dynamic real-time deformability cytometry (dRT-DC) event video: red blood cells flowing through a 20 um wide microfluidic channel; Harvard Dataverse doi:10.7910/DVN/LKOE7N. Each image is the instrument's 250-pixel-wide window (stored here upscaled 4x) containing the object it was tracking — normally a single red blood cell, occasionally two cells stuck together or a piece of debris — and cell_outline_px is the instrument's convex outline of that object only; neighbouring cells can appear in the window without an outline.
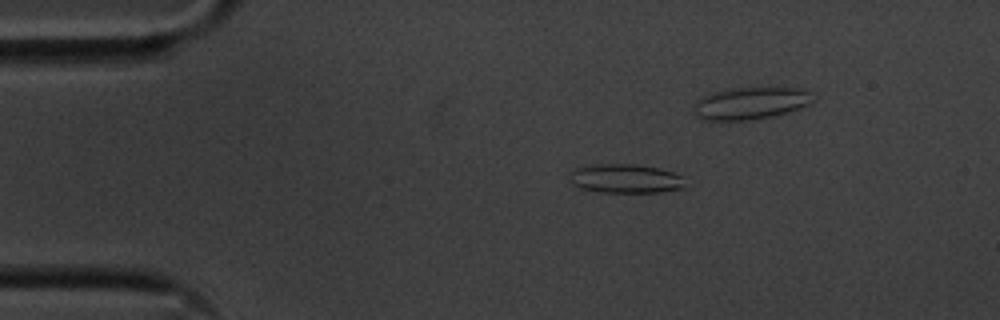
{"species": "common noctule bat (a hibernating species)", "species_latin": "Nyctalus noctula", "temperature_condition": "cold", "stored_images_in_passage": 36, "segment_of_instrument_passage": [1, 2], "camera_frame_rate_fps": 3000, "um_per_image_px": 0.085, "animal": {"sex": "male", "body_mass_g": 20.1, "forearm_length_mm": 53.5}, "frame": {"image": 1, "passage_image": 2, "time_ms": 0.333, "image_size_px": [1000, 320], "cell_outline_px": [[684, 188], [660, 192], [600, 192], [580, 188], [572, 184], [572, 172], [576, 168], [596, 164], [636, 164], [656, 168], [672, 172], [680, 176], [684, 184]], "centroid_in_image_um": [53.16, 15.19], "position_along_channel_um": 31.8, "area_um2": 19.19}}
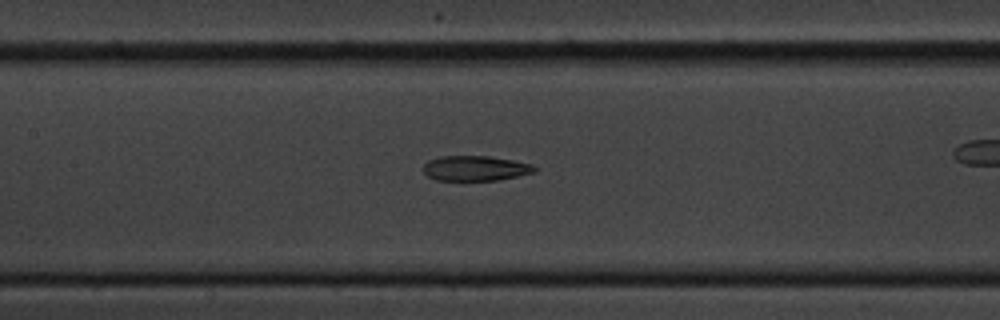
{"frame": {"image": 2, "passage_image": 17, "time_ms": 5.333, "image_size_px": [1000, 320], "cell_outline_px": [[536, 172], [500, 180], [436, 180], [428, 176], [424, 172], [424, 164], [428, 160], [440, 156], [488, 156], [512, 160], [532, 164], [536, 168]], "centroid_in_image_um": [40.41, 14.3], "position_along_channel_um": 167.0, "area_um2": 16.24}}
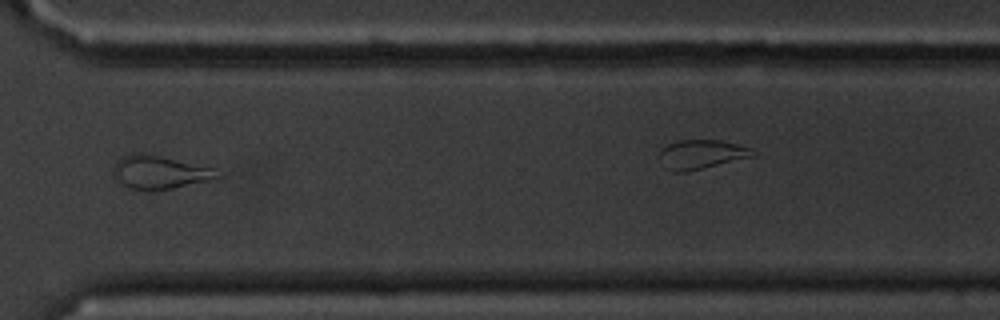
{"frame": {"image": 3, "passage_image": 33, "time_ms": 10.667, "image_size_px": [1000, 320], "cell_outline_px": [[224, 176], [208, 180], [172, 188], [132, 188], [116, 180], [112, 172], [112, 168], [116, 160], [124, 156], [136, 152], [140, 152], [160, 156], [212, 168]], "centroid_in_image_um": [13.53, 14.6], "position_along_channel_um": 357.1, "area_um2": 19.48}}